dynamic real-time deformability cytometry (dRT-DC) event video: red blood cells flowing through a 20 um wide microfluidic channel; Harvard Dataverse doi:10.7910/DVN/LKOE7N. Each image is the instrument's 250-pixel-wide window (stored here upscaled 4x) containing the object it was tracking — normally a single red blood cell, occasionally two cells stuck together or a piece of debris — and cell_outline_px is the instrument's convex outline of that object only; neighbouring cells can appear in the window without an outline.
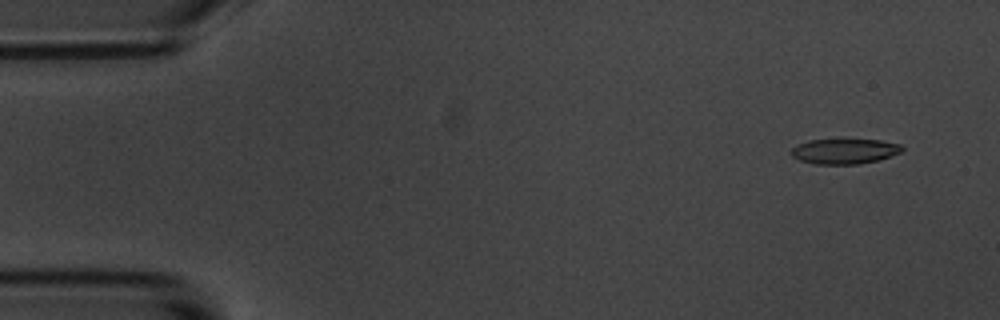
{"species": "common noctule bat (a hibernating species)", "species_latin": "Nyctalus noctula", "temperature_condition": "room temperature", "stored_images_in_passage": 5, "camera_frame_rate_fps": 3000, "um_per_image_px": 0.085, "animal": {"sex": "male", "body_mass_g": 20.1, "forearm_length_mm": 53.5}, "frame": {"image": 1, "passage_image": 2, "time_ms": 1.0, "image_size_px": [1000, 320], "cell_outline_px": [[904, 148], [900, 152], [892, 156], [860, 164], [816, 164], [800, 160], [792, 156], [792, 148], [808, 140], [844, 136], [880, 140], [900, 144]], "centroid_in_image_um": [71.8, 12.79], "position_along_channel_um": 13.2, "area_um2": 17.05}}
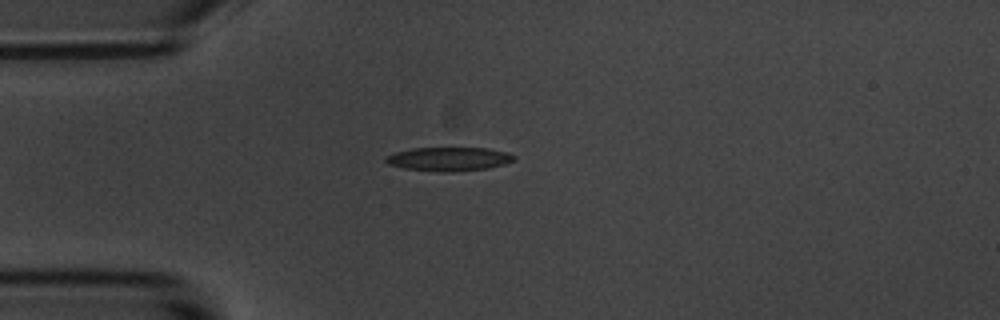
{"frame": {"image": 2, "passage_image": 5, "time_ms": 4.667, "image_size_px": [1000, 320], "cell_outline_px": [[516, 156], [512, 160], [504, 164], [488, 168], [452, 172], [440, 172], [404, 168], [388, 164], [384, 160], [388, 156], [396, 152], [412, 148], [488, 148], [508, 152]], "centroid_in_image_um": [38.16, 13.51], "position_along_channel_um": 46.8, "area_um2": 17.69}}